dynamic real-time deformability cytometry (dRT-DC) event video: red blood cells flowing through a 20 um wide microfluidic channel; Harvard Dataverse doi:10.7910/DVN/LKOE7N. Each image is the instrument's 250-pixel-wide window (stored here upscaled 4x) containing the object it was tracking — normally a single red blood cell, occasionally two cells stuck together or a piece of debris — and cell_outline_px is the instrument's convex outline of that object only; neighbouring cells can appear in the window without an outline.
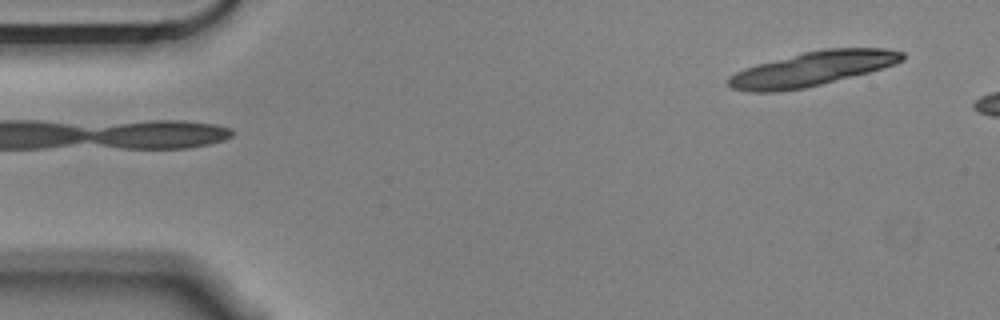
{"species": "Egyptian fruit bat (a non-hibernating species)", "species_latin": "Rousettus aegyptiacus", "temperature_condition": "cold", "stored_images_in_passage": 5, "segment_of_instrument_passage": [2, 2], "camera_frame_rate_fps": 3000, "um_per_image_px": 0.085, "animal": {"sex": "male"}, "frame": {"image": 1, "passage_image": 5, "time_ms": 1.333, "image_size_px": [1000, 320], "cell_outline_px": [[904, 60], [896, 64], [884, 68], [804, 88], [776, 92], [748, 92], [732, 88], [728, 84], [728, 76], [744, 68], [756, 64], [804, 52], [824, 48], [888, 48], [904, 52]], "centroid_in_image_um": [69.06, 5.84], "position_along_channel_um": 15.9, "area_um2": 34.74}}